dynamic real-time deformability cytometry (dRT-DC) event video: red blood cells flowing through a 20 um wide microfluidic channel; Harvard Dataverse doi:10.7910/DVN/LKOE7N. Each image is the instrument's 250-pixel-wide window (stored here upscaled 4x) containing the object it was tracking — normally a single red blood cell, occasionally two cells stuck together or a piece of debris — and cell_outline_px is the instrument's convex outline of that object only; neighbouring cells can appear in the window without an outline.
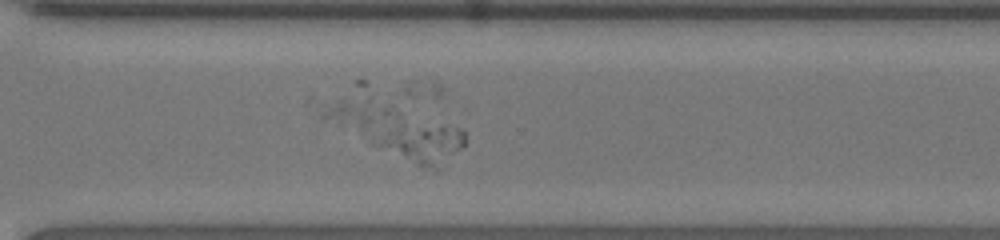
{"species": "human", "species_latin": "Homo sapiens", "temperature_condition": "room temperature", "stored_images_in_passage": 54, "camera_frame_rate_fps": 3000, "um_per_image_px": 0.085, "donor": {"sex": "female"}, "frame": {"image": 1, "passage_image": 39, "time_ms": 12.667, "image_size_px": [1000, 240], "cell_outline_px": [[464, 144], [460, 148], [436, 168], [432, 168], [420, 164], [372, 144], [320, 116], [336, 100], [372, 96], [460, 128], [464, 132]], "centroid_in_image_um": [33.76, 11.0], "position_along_channel_um": 336.8, "area_um2": 40.17}}